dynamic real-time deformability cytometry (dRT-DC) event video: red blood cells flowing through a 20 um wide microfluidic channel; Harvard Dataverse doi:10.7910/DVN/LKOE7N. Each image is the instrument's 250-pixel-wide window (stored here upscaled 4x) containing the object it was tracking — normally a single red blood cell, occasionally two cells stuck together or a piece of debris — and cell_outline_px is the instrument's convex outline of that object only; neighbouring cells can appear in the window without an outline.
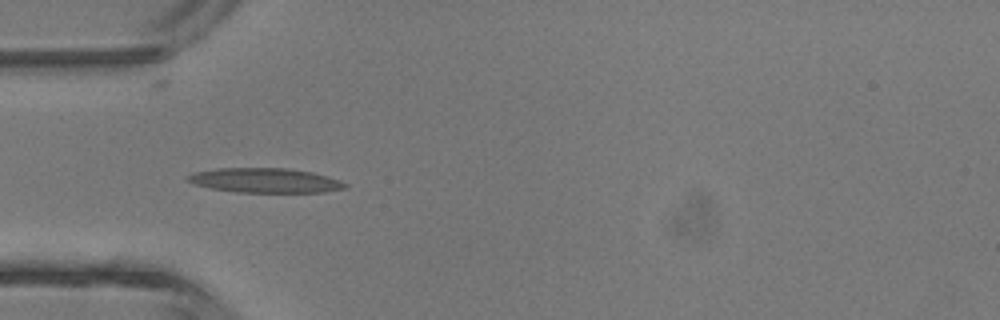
{"species": "common noctule bat (a hibernating species)", "species_latin": "Nyctalus noctula", "temperature_condition": "room temperature", "stored_images_in_passage": 6, "camera_frame_rate_fps": 3000, "um_per_image_px": 0.085, "animal": {"sex": "male", "body_mass_g": 13.3}, "frame": {"image": 1, "passage_image": 5, "time_ms": 4.667, "image_size_px": [1000, 320], "cell_outline_px": [[348, 188], [324, 192], [236, 192], [212, 188], [192, 184], [184, 180], [184, 176], [192, 172], [216, 168], [288, 168], [312, 172], [340, 180], [348, 184]], "centroid_in_image_um": [22.48, 15.33], "position_along_channel_um": 62.5, "area_um2": 22.83}}
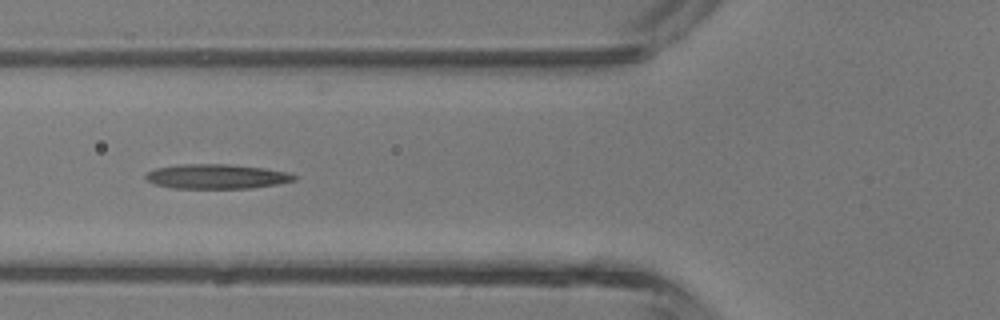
{"frame": {"image": 2, "passage_image": 6, "time_ms": 5.667, "image_size_px": [1000, 320], "cell_outline_px": [[296, 180], [276, 184], [252, 188], [172, 188], [156, 184], [148, 180], [144, 176], [148, 172], [156, 168], [176, 164], [228, 164], [264, 168], [288, 172], [296, 176]], "centroid_in_image_um": [18.41, 14.99], "position_along_channel_um": 107.4, "area_um2": 21.21}}